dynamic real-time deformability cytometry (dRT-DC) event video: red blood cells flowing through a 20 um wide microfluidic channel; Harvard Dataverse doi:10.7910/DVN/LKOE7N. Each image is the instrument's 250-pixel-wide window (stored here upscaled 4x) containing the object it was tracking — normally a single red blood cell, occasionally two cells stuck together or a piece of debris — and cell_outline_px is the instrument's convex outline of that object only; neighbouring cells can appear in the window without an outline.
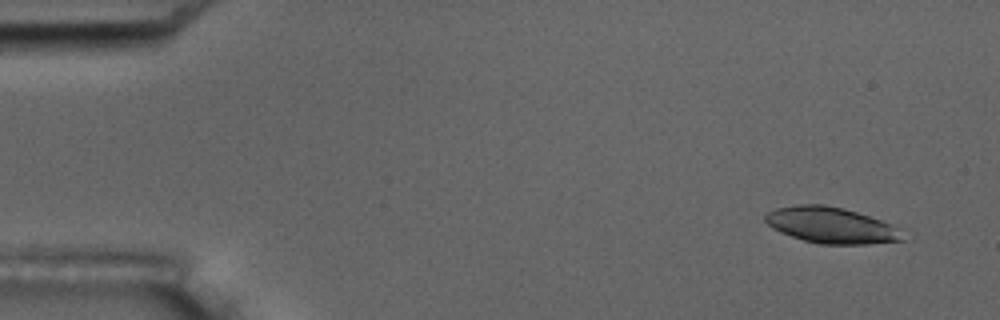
{"species": "common noctule bat (a hibernating species)", "species_latin": "Nyctalus noctula", "temperature_condition": "room temperature", "stored_images_in_passage": 7, "camera_frame_rate_fps": 3000, "um_per_image_px": 0.085, "animal": {"sex": "male", "body_mass_g": 17.5, "forearm_length_mm": 52.3}, "frame": {"image": 1, "passage_image": 2, "time_ms": 1.0, "image_size_px": [1000, 320], "cell_outline_px": [[908, 228], [904, 240], [868, 244], [820, 244], [804, 240], [780, 232], [772, 228], [764, 220], [764, 216], [768, 212], [776, 208], [796, 204], [824, 204], [844, 208]], "centroid_in_image_um": [70.77, 19.14], "position_along_channel_um": 14.2, "area_um2": 29.54}}